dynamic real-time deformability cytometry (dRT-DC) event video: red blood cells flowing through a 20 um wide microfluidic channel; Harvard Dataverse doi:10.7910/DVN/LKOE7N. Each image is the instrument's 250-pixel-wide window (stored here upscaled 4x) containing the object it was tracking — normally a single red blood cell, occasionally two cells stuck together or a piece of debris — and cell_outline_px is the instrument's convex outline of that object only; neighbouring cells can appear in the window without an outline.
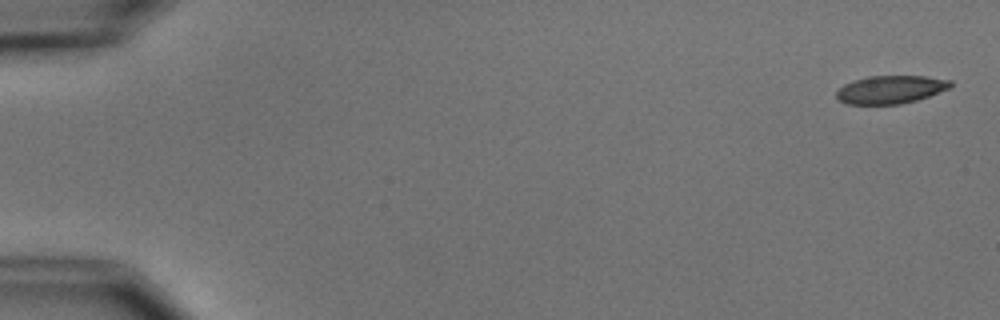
{"species": "common noctule bat (a hibernating species)", "species_latin": "Nyctalus noctula", "temperature_condition": "cold", "stored_images_in_passage": 5, "camera_frame_rate_fps": 3000, "um_per_image_px": 0.085, "animal": {"sex": "male", "body_mass_g": 15.6}, "frame": {"image": 1, "passage_image": 1, "time_ms": 0.0, "image_size_px": [1000, 320], "cell_outline_px": [[952, 84], [948, 88], [928, 96], [916, 100], [900, 104], [848, 104], [840, 100], [836, 96], [836, 92], [844, 84], [868, 76], [928, 76], [952, 80]], "centroid_in_image_um": [75.71, 7.6], "position_along_channel_um": 9.3, "area_um2": 18.44}}
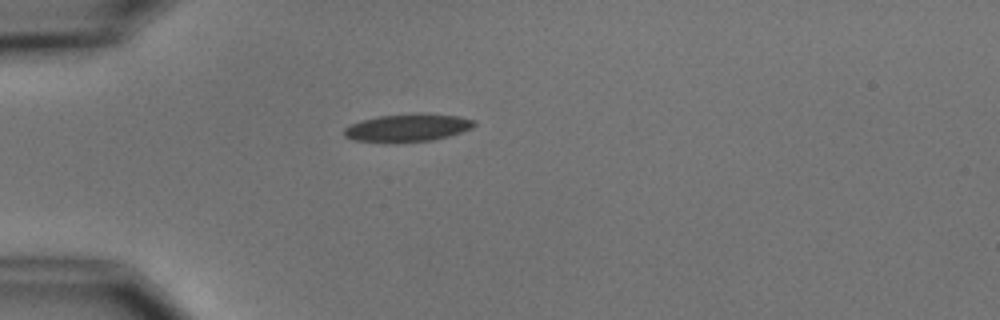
{"frame": {"image": 2, "passage_image": 5, "time_ms": 4.667, "image_size_px": [1000, 320], "cell_outline_px": [[476, 124], [472, 128], [448, 136], [432, 140], [388, 144], [352, 140], [344, 136], [344, 128], [352, 124], [364, 120], [380, 116], [420, 112], [428, 112], [460, 116], [476, 120]], "centroid_in_image_um": [34.66, 10.86], "position_along_channel_um": 50.3, "area_um2": 21.62}}